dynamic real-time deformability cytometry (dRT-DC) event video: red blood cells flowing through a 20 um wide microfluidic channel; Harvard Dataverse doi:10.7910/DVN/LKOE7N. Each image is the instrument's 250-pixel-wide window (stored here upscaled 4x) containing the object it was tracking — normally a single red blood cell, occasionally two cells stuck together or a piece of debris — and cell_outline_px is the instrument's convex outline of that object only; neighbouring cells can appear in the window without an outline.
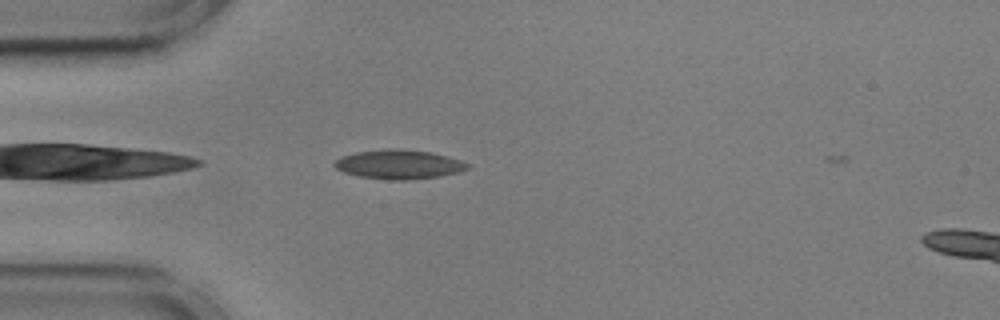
{"species": "common noctule bat (a hibernating species)", "species_latin": "Nyctalus noctula", "temperature_condition": "cold", "stored_images_in_passage": 4, "camera_frame_rate_fps": 3000, "um_per_image_px": 0.085, "animal": {"sex": "male", "body_mass_g": 17.9, "forearm_length_mm": 54.2}, "frame": {"image": 1, "passage_image": 2, "time_ms": 0.333, "image_size_px": [1000, 320], "cell_outline_px": [[472, 164], [468, 168], [456, 172], [440, 176], [404, 180], [392, 180], [360, 176], [344, 172], [336, 168], [332, 164], [340, 156], [356, 152], [388, 148], [396, 148], [428, 152], [460, 160]], "centroid_in_image_um": [33.87, 13.96], "position_along_channel_um": 51.1, "area_um2": 22.37}}